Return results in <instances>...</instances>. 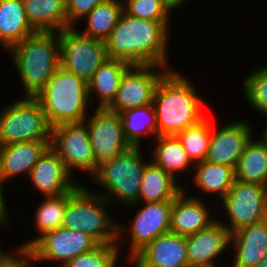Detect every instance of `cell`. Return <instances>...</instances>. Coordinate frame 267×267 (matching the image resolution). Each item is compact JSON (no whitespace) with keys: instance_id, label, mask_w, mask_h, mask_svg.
Masks as SVG:
<instances>
[{"instance_id":"obj_16","label":"cell","mask_w":267,"mask_h":267,"mask_svg":"<svg viewBox=\"0 0 267 267\" xmlns=\"http://www.w3.org/2000/svg\"><path fill=\"white\" fill-rule=\"evenodd\" d=\"M59 155L49 147L33 166L29 178L45 197H55L73 190L79 182L72 179Z\"/></svg>"},{"instance_id":"obj_41","label":"cell","mask_w":267,"mask_h":267,"mask_svg":"<svg viewBox=\"0 0 267 267\" xmlns=\"http://www.w3.org/2000/svg\"><path fill=\"white\" fill-rule=\"evenodd\" d=\"M261 138L267 143V124L264 128V131L262 132Z\"/></svg>"},{"instance_id":"obj_40","label":"cell","mask_w":267,"mask_h":267,"mask_svg":"<svg viewBox=\"0 0 267 267\" xmlns=\"http://www.w3.org/2000/svg\"><path fill=\"white\" fill-rule=\"evenodd\" d=\"M256 267H267V252L265 257L260 261V263Z\"/></svg>"},{"instance_id":"obj_24","label":"cell","mask_w":267,"mask_h":267,"mask_svg":"<svg viewBox=\"0 0 267 267\" xmlns=\"http://www.w3.org/2000/svg\"><path fill=\"white\" fill-rule=\"evenodd\" d=\"M34 33L23 0H0V44L5 50Z\"/></svg>"},{"instance_id":"obj_19","label":"cell","mask_w":267,"mask_h":267,"mask_svg":"<svg viewBox=\"0 0 267 267\" xmlns=\"http://www.w3.org/2000/svg\"><path fill=\"white\" fill-rule=\"evenodd\" d=\"M183 190L174 200L170 217V232L187 236L209 227L217 219L200 196H188Z\"/></svg>"},{"instance_id":"obj_15","label":"cell","mask_w":267,"mask_h":267,"mask_svg":"<svg viewBox=\"0 0 267 267\" xmlns=\"http://www.w3.org/2000/svg\"><path fill=\"white\" fill-rule=\"evenodd\" d=\"M213 129L212 125L209 150L205 160L236 168L246 145L253 137L251 124L242 119L222 125L218 131Z\"/></svg>"},{"instance_id":"obj_21","label":"cell","mask_w":267,"mask_h":267,"mask_svg":"<svg viewBox=\"0 0 267 267\" xmlns=\"http://www.w3.org/2000/svg\"><path fill=\"white\" fill-rule=\"evenodd\" d=\"M51 141L15 142L0 146L2 175L8 181L19 175H30L33 166L38 162Z\"/></svg>"},{"instance_id":"obj_4","label":"cell","mask_w":267,"mask_h":267,"mask_svg":"<svg viewBox=\"0 0 267 267\" xmlns=\"http://www.w3.org/2000/svg\"><path fill=\"white\" fill-rule=\"evenodd\" d=\"M51 128L66 124L83 122L91 107L88 85L85 80L59 67L35 97Z\"/></svg>"},{"instance_id":"obj_14","label":"cell","mask_w":267,"mask_h":267,"mask_svg":"<svg viewBox=\"0 0 267 267\" xmlns=\"http://www.w3.org/2000/svg\"><path fill=\"white\" fill-rule=\"evenodd\" d=\"M98 245L84 232L59 227L44 233L30 247L36 262L60 261L63 267L74 257L92 251Z\"/></svg>"},{"instance_id":"obj_26","label":"cell","mask_w":267,"mask_h":267,"mask_svg":"<svg viewBox=\"0 0 267 267\" xmlns=\"http://www.w3.org/2000/svg\"><path fill=\"white\" fill-rule=\"evenodd\" d=\"M235 180L267 186V143L261 137L246 145L235 168Z\"/></svg>"},{"instance_id":"obj_1","label":"cell","mask_w":267,"mask_h":267,"mask_svg":"<svg viewBox=\"0 0 267 267\" xmlns=\"http://www.w3.org/2000/svg\"><path fill=\"white\" fill-rule=\"evenodd\" d=\"M169 31L160 22L136 18L123 12L104 41L107 56L127 61L131 65L169 68Z\"/></svg>"},{"instance_id":"obj_32","label":"cell","mask_w":267,"mask_h":267,"mask_svg":"<svg viewBox=\"0 0 267 267\" xmlns=\"http://www.w3.org/2000/svg\"><path fill=\"white\" fill-rule=\"evenodd\" d=\"M211 131L212 121L206 117L176 135L193 163L205 160L209 150Z\"/></svg>"},{"instance_id":"obj_35","label":"cell","mask_w":267,"mask_h":267,"mask_svg":"<svg viewBox=\"0 0 267 267\" xmlns=\"http://www.w3.org/2000/svg\"><path fill=\"white\" fill-rule=\"evenodd\" d=\"M120 245H98L92 251L80 254L71 259L63 267H117Z\"/></svg>"},{"instance_id":"obj_17","label":"cell","mask_w":267,"mask_h":267,"mask_svg":"<svg viewBox=\"0 0 267 267\" xmlns=\"http://www.w3.org/2000/svg\"><path fill=\"white\" fill-rule=\"evenodd\" d=\"M131 262L134 267H188L186 236L171 232L160 235Z\"/></svg>"},{"instance_id":"obj_6","label":"cell","mask_w":267,"mask_h":267,"mask_svg":"<svg viewBox=\"0 0 267 267\" xmlns=\"http://www.w3.org/2000/svg\"><path fill=\"white\" fill-rule=\"evenodd\" d=\"M108 204L102 195L82 185L68 199L62 227L84 232L99 245L118 244V223L109 214Z\"/></svg>"},{"instance_id":"obj_8","label":"cell","mask_w":267,"mask_h":267,"mask_svg":"<svg viewBox=\"0 0 267 267\" xmlns=\"http://www.w3.org/2000/svg\"><path fill=\"white\" fill-rule=\"evenodd\" d=\"M108 59L105 42L83 35L75 27L60 32V67L88 82Z\"/></svg>"},{"instance_id":"obj_10","label":"cell","mask_w":267,"mask_h":267,"mask_svg":"<svg viewBox=\"0 0 267 267\" xmlns=\"http://www.w3.org/2000/svg\"><path fill=\"white\" fill-rule=\"evenodd\" d=\"M142 204L144 206L137 209L138 212L134 216V219L130 221L129 228L118 223V243L123 238V235L128 234L127 236L129 237L130 252L128 253V257H126V259L128 258V264L158 236L170 232V217L173 201Z\"/></svg>"},{"instance_id":"obj_22","label":"cell","mask_w":267,"mask_h":267,"mask_svg":"<svg viewBox=\"0 0 267 267\" xmlns=\"http://www.w3.org/2000/svg\"><path fill=\"white\" fill-rule=\"evenodd\" d=\"M131 66L121 59L108 58L87 82L88 96L93 107V94L98 100L97 108H107L115 99L121 77Z\"/></svg>"},{"instance_id":"obj_37","label":"cell","mask_w":267,"mask_h":267,"mask_svg":"<svg viewBox=\"0 0 267 267\" xmlns=\"http://www.w3.org/2000/svg\"><path fill=\"white\" fill-rule=\"evenodd\" d=\"M104 0H66V16L69 27H76L75 23L79 22L92 11L94 7Z\"/></svg>"},{"instance_id":"obj_28","label":"cell","mask_w":267,"mask_h":267,"mask_svg":"<svg viewBox=\"0 0 267 267\" xmlns=\"http://www.w3.org/2000/svg\"><path fill=\"white\" fill-rule=\"evenodd\" d=\"M154 150L152 151V163L170 173L174 178L183 170L195 165L185 152L177 136L162 135L155 138ZM157 143V144H156Z\"/></svg>"},{"instance_id":"obj_34","label":"cell","mask_w":267,"mask_h":267,"mask_svg":"<svg viewBox=\"0 0 267 267\" xmlns=\"http://www.w3.org/2000/svg\"><path fill=\"white\" fill-rule=\"evenodd\" d=\"M123 12L127 15L162 23L169 30L170 9L162 0H126Z\"/></svg>"},{"instance_id":"obj_9","label":"cell","mask_w":267,"mask_h":267,"mask_svg":"<svg viewBox=\"0 0 267 267\" xmlns=\"http://www.w3.org/2000/svg\"><path fill=\"white\" fill-rule=\"evenodd\" d=\"M227 223L220 221L230 233L267 219V186L235 180L221 200ZM230 221V223H228Z\"/></svg>"},{"instance_id":"obj_5","label":"cell","mask_w":267,"mask_h":267,"mask_svg":"<svg viewBox=\"0 0 267 267\" xmlns=\"http://www.w3.org/2000/svg\"><path fill=\"white\" fill-rule=\"evenodd\" d=\"M142 147H131L114 158L98 164L91 178L107 192H92L102 195L110 204L127 206L138 203L145 165Z\"/></svg>"},{"instance_id":"obj_39","label":"cell","mask_w":267,"mask_h":267,"mask_svg":"<svg viewBox=\"0 0 267 267\" xmlns=\"http://www.w3.org/2000/svg\"><path fill=\"white\" fill-rule=\"evenodd\" d=\"M162 2L172 11L178 9L186 0H162Z\"/></svg>"},{"instance_id":"obj_38","label":"cell","mask_w":267,"mask_h":267,"mask_svg":"<svg viewBox=\"0 0 267 267\" xmlns=\"http://www.w3.org/2000/svg\"><path fill=\"white\" fill-rule=\"evenodd\" d=\"M4 178L2 175V164H1V155H0V226L3 227H7L8 224H10L9 222V210L8 207L6 206V200H5V195H4V190L5 188H3L4 186ZM9 215V216H8Z\"/></svg>"},{"instance_id":"obj_3","label":"cell","mask_w":267,"mask_h":267,"mask_svg":"<svg viewBox=\"0 0 267 267\" xmlns=\"http://www.w3.org/2000/svg\"><path fill=\"white\" fill-rule=\"evenodd\" d=\"M25 97L35 98L60 67V32H36L8 49Z\"/></svg>"},{"instance_id":"obj_18","label":"cell","mask_w":267,"mask_h":267,"mask_svg":"<svg viewBox=\"0 0 267 267\" xmlns=\"http://www.w3.org/2000/svg\"><path fill=\"white\" fill-rule=\"evenodd\" d=\"M231 233L217 219L209 227L186 236L188 266L218 265L215 259L230 245Z\"/></svg>"},{"instance_id":"obj_27","label":"cell","mask_w":267,"mask_h":267,"mask_svg":"<svg viewBox=\"0 0 267 267\" xmlns=\"http://www.w3.org/2000/svg\"><path fill=\"white\" fill-rule=\"evenodd\" d=\"M192 182L206 194H216L222 200L235 181V168L208 162L196 163Z\"/></svg>"},{"instance_id":"obj_36","label":"cell","mask_w":267,"mask_h":267,"mask_svg":"<svg viewBox=\"0 0 267 267\" xmlns=\"http://www.w3.org/2000/svg\"><path fill=\"white\" fill-rule=\"evenodd\" d=\"M35 262L30 246L20 245L12 253L3 251L0 254V267H34Z\"/></svg>"},{"instance_id":"obj_42","label":"cell","mask_w":267,"mask_h":267,"mask_svg":"<svg viewBox=\"0 0 267 267\" xmlns=\"http://www.w3.org/2000/svg\"><path fill=\"white\" fill-rule=\"evenodd\" d=\"M188 267H219L218 265H199V266H188Z\"/></svg>"},{"instance_id":"obj_2","label":"cell","mask_w":267,"mask_h":267,"mask_svg":"<svg viewBox=\"0 0 267 267\" xmlns=\"http://www.w3.org/2000/svg\"><path fill=\"white\" fill-rule=\"evenodd\" d=\"M197 94L194 84L175 70L169 69L161 77L152 102L158 136H176L208 117L203 113V97Z\"/></svg>"},{"instance_id":"obj_25","label":"cell","mask_w":267,"mask_h":267,"mask_svg":"<svg viewBox=\"0 0 267 267\" xmlns=\"http://www.w3.org/2000/svg\"><path fill=\"white\" fill-rule=\"evenodd\" d=\"M23 4L36 32H61L68 28L66 0H23Z\"/></svg>"},{"instance_id":"obj_7","label":"cell","mask_w":267,"mask_h":267,"mask_svg":"<svg viewBox=\"0 0 267 267\" xmlns=\"http://www.w3.org/2000/svg\"><path fill=\"white\" fill-rule=\"evenodd\" d=\"M1 109L0 146L15 142L51 141V126L36 98L24 97Z\"/></svg>"},{"instance_id":"obj_23","label":"cell","mask_w":267,"mask_h":267,"mask_svg":"<svg viewBox=\"0 0 267 267\" xmlns=\"http://www.w3.org/2000/svg\"><path fill=\"white\" fill-rule=\"evenodd\" d=\"M177 180L178 178H174L170 173L149 161L143 171L138 203L127 207L133 208L141 202L173 201L185 189L177 184Z\"/></svg>"},{"instance_id":"obj_20","label":"cell","mask_w":267,"mask_h":267,"mask_svg":"<svg viewBox=\"0 0 267 267\" xmlns=\"http://www.w3.org/2000/svg\"><path fill=\"white\" fill-rule=\"evenodd\" d=\"M230 245L235 250L232 267H256L267 252V219L231 233Z\"/></svg>"},{"instance_id":"obj_13","label":"cell","mask_w":267,"mask_h":267,"mask_svg":"<svg viewBox=\"0 0 267 267\" xmlns=\"http://www.w3.org/2000/svg\"><path fill=\"white\" fill-rule=\"evenodd\" d=\"M84 122L89 132L93 156L98 164L132 147L126 140L119 113L96 107L94 113L88 115Z\"/></svg>"},{"instance_id":"obj_30","label":"cell","mask_w":267,"mask_h":267,"mask_svg":"<svg viewBox=\"0 0 267 267\" xmlns=\"http://www.w3.org/2000/svg\"><path fill=\"white\" fill-rule=\"evenodd\" d=\"M82 186L78 184L69 193L55 197H45L35 213V226L38 229L37 237H33L27 242L22 243L24 246H31L44 233L62 227L64 214L68 204V199Z\"/></svg>"},{"instance_id":"obj_11","label":"cell","mask_w":267,"mask_h":267,"mask_svg":"<svg viewBox=\"0 0 267 267\" xmlns=\"http://www.w3.org/2000/svg\"><path fill=\"white\" fill-rule=\"evenodd\" d=\"M50 147L59 155L72 174L74 170L95 173L98 163L93 156L85 122L66 123L51 128Z\"/></svg>"},{"instance_id":"obj_12","label":"cell","mask_w":267,"mask_h":267,"mask_svg":"<svg viewBox=\"0 0 267 267\" xmlns=\"http://www.w3.org/2000/svg\"><path fill=\"white\" fill-rule=\"evenodd\" d=\"M169 69L172 68L158 65H131L121 77L116 97L107 109L120 113L152 104L156 86Z\"/></svg>"},{"instance_id":"obj_29","label":"cell","mask_w":267,"mask_h":267,"mask_svg":"<svg viewBox=\"0 0 267 267\" xmlns=\"http://www.w3.org/2000/svg\"><path fill=\"white\" fill-rule=\"evenodd\" d=\"M126 140L132 147H141V137L158 136L153 104L131 108L119 113Z\"/></svg>"},{"instance_id":"obj_31","label":"cell","mask_w":267,"mask_h":267,"mask_svg":"<svg viewBox=\"0 0 267 267\" xmlns=\"http://www.w3.org/2000/svg\"><path fill=\"white\" fill-rule=\"evenodd\" d=\"M123 13L122 0H104L85 17L87 26L81 33L105 41Z\"/></svg>"},{"instance_id":"obj_33","label":"cell","mask_w":267,"mask_h":267,"mask_svg":"<svg viewBox=\"0 0 267 267\" xmlns=\"http://www.w3.org/2000/svg\"><path fill=\"white\" fill-rule=\"evenodd\" d=\"M258 65L243 81L244 95L253 109L267 117V63Z\"/></svg>"}]
</instances>
